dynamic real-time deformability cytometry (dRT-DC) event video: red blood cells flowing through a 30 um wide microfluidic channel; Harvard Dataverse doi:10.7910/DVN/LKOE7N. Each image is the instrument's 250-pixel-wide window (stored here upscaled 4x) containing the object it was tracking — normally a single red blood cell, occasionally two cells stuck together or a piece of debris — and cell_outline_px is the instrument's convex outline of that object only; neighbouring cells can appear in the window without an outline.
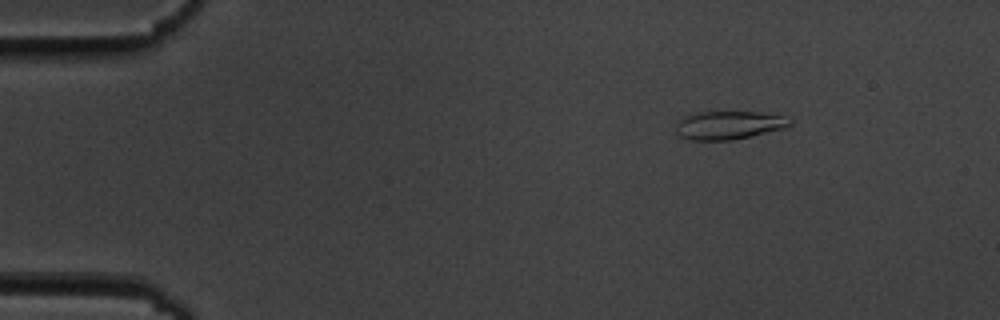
{"species": "common noctule bat (a hibernating species)", "species_latin": "Nyctalus noctula", "temperature_condition": "cold", "stored_images_in_passage": 49, "camera_frame_rate_fps": 3000, "um_per_image_px": 0.085, "animal": {"sex": "male", "body_mass_g": 19.5, "forearm_length_mm": 54.6}, "frame": {"image": 1, "passage_image": 1, "time_ms": 0.0, "image_size_px": [1000, 320], "cell_outline_px": [[792, 124], [784, 128], [732, 140], [692, 140], [680, 136], [676, 132], [676, 124], [684, 116], [696, 112], [756, 112], [780, 116], [792, 120]], "centroid_in_image_um": [61.9, 10.64], "position_along_channel_um": 23.1, "area_um2": 18.55}}
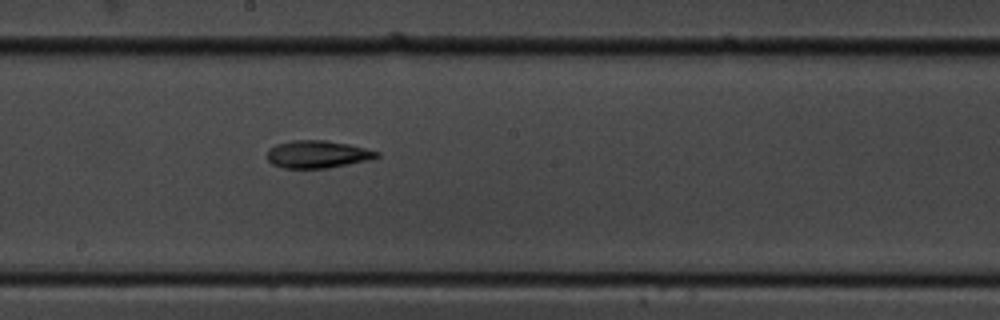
{"frame": {"image": 2, "passage_image": 24, "time_ms": 7.667, "image_size_px": [1000, 320], "cell_outline_px": [[380, 156], [368, 160], [328, 168], [284, 168], [272, 164], [264, 156], [268, 148], [276, 144], [292, 140], [324, 140], [348, 144], [380, 152]], "centroid_in_image_um": [26.93, 13.11], "position_along_channel_um": 221.3, "area_um2": 17.69}}
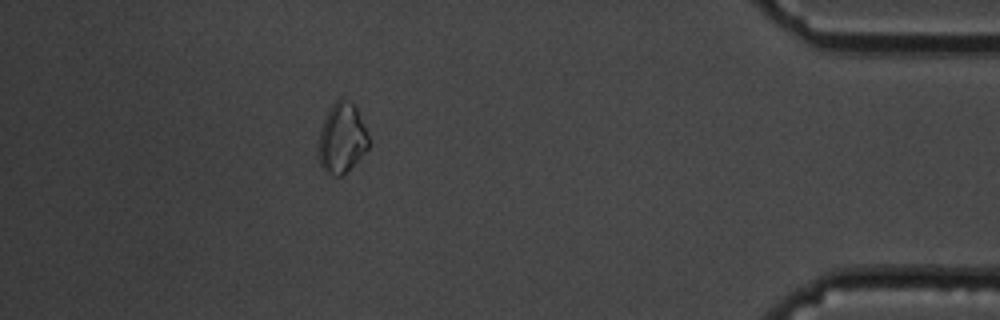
{"frame": {"image": 3, "passage_image": 43, "time_ms": 14.0, "image_size_px": [1000, 320], "cell_outline_px": [[372, 144], [340, 176], [336, 176], [324, 172], [320, 164], [316, 152], [316, 144], [320, 128], [332, 104], [340, 96], [348, 100], [356, 108]], "centroid_in_image_um": [29.01, 11.74], "position_along_channel_um": 406.2, "area_um2": 20.58}, "authors_computed_cell_mechanics": {"area_um2": 17.5134, "velocity_mm_per_s": 3.6178, "shape_relaxation_time_tau1_ms": 4.7748, "shape_relaxation_time_tau2_ms": null, "deformation_change_tau1": 0.1203, "deformation_change_tau2": null}}